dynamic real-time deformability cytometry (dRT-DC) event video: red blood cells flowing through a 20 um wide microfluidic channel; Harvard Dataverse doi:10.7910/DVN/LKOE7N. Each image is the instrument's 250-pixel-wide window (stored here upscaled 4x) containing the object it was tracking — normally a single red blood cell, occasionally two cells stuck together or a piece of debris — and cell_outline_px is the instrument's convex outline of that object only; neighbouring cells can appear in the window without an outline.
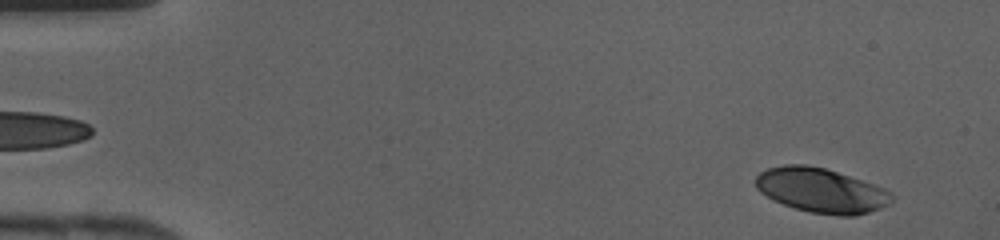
{"species": "human", "species_latin": "Homo sapiens", "temperature_condition": "cold", "stored_images_in_passage": 42, "camera_frame_rate_fps": 3000, "um_per_image_px": 0.085, "donor": {"sex": "female"}, "frame": {"image": 1, "passage_image": 3, "time_ms": 0.667, "image_size_px": [1000, 240], "cell_outline_px": [[896, 196], [888, 204], [880, 208], [856, 216], [840, 216], [812, 212], [796, 208], [784, 204], [760, 192], [756, 188], [756, 176], [760, 172], [768, 168], [784, 164], [808, 164], [824, 168], [884, 188], [892, 192]], "centroid_in_image_um": [69.81, 16.18], "position_along_channel_um": 15.2, "area_um2": 35.03}}
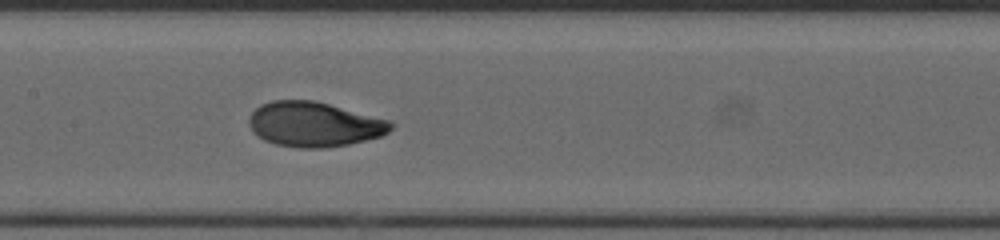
{"frame": {"image": 2, "passage_image": 21, "time_ms": 6.667, "image_size_px": [1000, 240], "cell_outline_px": [[392, 128], [388, 132], [380, 136], [348, 144], [324, 148], [300, 148], [276, 144], [264, 140], [252, 132], [248, 124], [248, 120], [252, 112], [260, 104], [272, 100], [312, 100], [392, 120]], "centroid_in_image_um": [26.68, 10.56], "position_along_channel_um": 180.7, "area_um2": 37.05}}
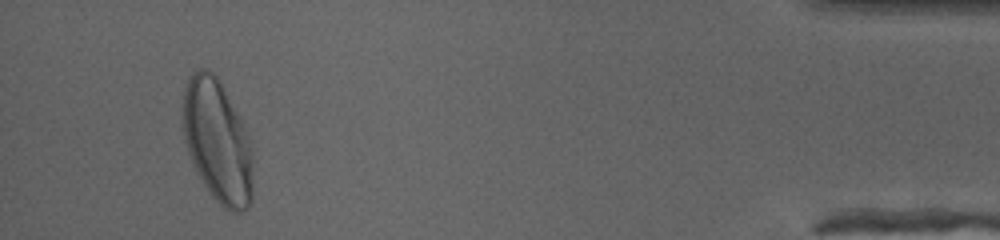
{"frame": {"image": 3, "passage_image": 40, "time_ms": 13.0, "image_size_px": [1000, 240], "cell_outline_px": [[252, 200], [248, 208], [240, 212], [232, 212], [224, 208], [212, 196], [196, 172], [188, 152], [184, 140], [180, 124], [180, 120], [184, 88], [192, 72], [200, 68], [204, 68], [212, 72], [220, 80], [248, 136], [252, 148]], "centroid_in_image_um": [18.44, 12.0], "position_along_channel_um": 416.8, "area_um2": 50.58}}